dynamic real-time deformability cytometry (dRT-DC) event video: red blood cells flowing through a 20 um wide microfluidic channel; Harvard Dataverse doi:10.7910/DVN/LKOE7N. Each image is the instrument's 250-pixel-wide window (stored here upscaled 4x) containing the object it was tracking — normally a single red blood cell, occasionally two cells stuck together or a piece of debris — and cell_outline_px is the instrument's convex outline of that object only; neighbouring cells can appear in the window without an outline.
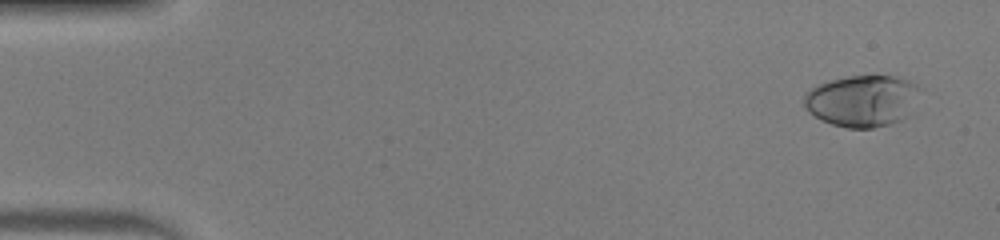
{"species": "human", "species_latin": "Homo sapiens", "temperature_condition": "warm", "stored_images_in_passage": 52, "camera_frame_rate_fps": 3000, "um_per_image_px": 0.085, "donor": {"sex": "male"}, "frame": {"image": 1, "passage_image": 3, "time_ms": 0.667, "image_size_px": [1000, 240], "cell_outline_px": [[924, 88], [900, 120], [892, 124], [872, 128], [848, 128], [832, 124], [820, 120], [808, 112], [804, 104], [804, 96], [816, 84], [848, 76], [896, 76], [908, 80]], "centroid_in_image_um": [73.27, 8.56], "position_along_channel_um": 11.7, "area_um2": 34.68}}
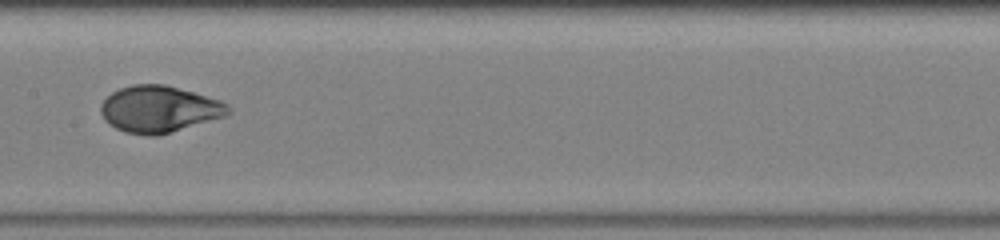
{"frame": {"image": 2, "passage_image": 27, "time_ms": 8.667, "image_size_px": [1000, 240], "cell_outline_px": [[232, 112], [224, 116], [172, 132], [156, 136], [148, 136], [124, 132], [108, 124], [104, 120], [100, 112], [100, 104], [112, 92], [120, 88], [132, 84], [164, 84], [220, 100], [228, 104], [232, 108]], "centroid_in_image_um": [13.51, 9.28], "position_along_channel_um": 193.9, "area_um2": 34.68}}
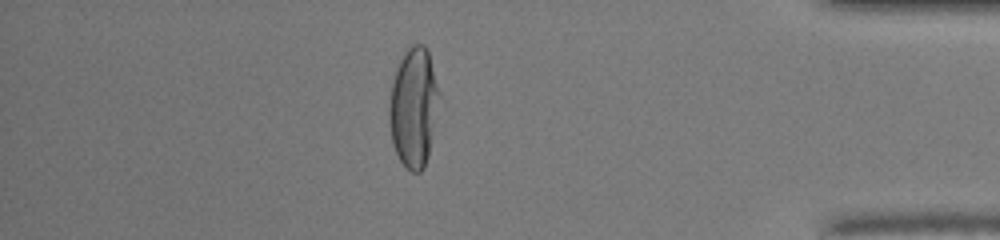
{"frame": {"image": 3, "passage_image": 45, "time_ms": 14.667, "image_size_px": [1000, 240], "cell_outline_px": [[440, 96], [428, 156], [424, 168], [420, 172], [412, 172], [400, 160], [396, 152], [392, 140], [388, 120], [388, 108], [392, 80], [396, 68], [404, 52], [412, 44], [424, 44], [428, 48], [440, 92]], "centroid_in_image_um": [35.16, 9.08], "position_along_channel_um": 400.0, "area_um2": 35.03}, "authors_computed_cell_mechanics": {"area_um2": 34.5355, "velocity_mm_per_s": 4.036, "shape_relaxation_time_tau1_ms": 4.4229, "shape_relaxation_time_tau2_ms": null, "deformation_change_tau1": 0.2442, "deformation_change_tau2": null}}